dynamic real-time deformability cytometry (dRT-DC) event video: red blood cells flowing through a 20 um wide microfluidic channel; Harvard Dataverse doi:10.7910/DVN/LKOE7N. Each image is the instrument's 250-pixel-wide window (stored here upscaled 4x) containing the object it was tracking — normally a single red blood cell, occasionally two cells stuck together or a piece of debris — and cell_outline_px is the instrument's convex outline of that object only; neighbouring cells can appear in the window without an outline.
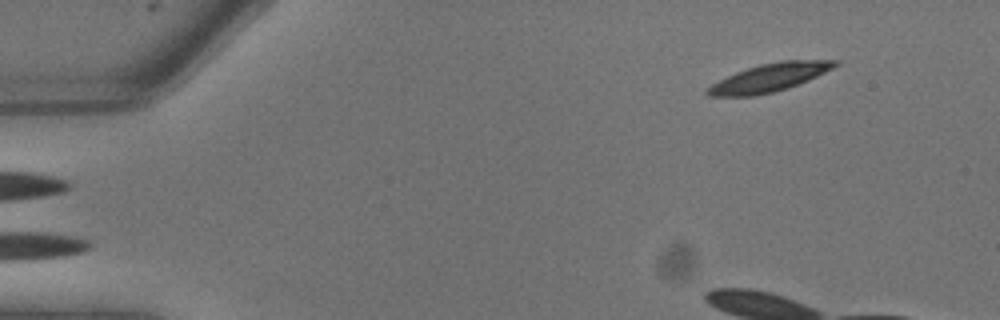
{"species": "common noctule bat (a hibernating species)", "species_latin": "Nyctalus noctula", "temperature_condition": "warm", "stored_images_in_passage": 6, "camera_frame_rate_fps": 3000, "um_per_image_px": 0.085, "animal": {"sex": "male", "body_mass_g": 13.3}, "frame": {"image": 1, "passage_image": 1, "time_ms": 0.0, "image_size_px": [1000, 320], "cell_outline_px": [[840, 64], [808, 80], [788, 88], [756, 96], [708, 96], [704, 92], [712, 84], [736, 72], [760, 64], [780, 60], [840, 60]], "centroid_in_image_um": [65.41, 6.59], "position_along_channel_um": 19.6, "area_um2": 20.69}}